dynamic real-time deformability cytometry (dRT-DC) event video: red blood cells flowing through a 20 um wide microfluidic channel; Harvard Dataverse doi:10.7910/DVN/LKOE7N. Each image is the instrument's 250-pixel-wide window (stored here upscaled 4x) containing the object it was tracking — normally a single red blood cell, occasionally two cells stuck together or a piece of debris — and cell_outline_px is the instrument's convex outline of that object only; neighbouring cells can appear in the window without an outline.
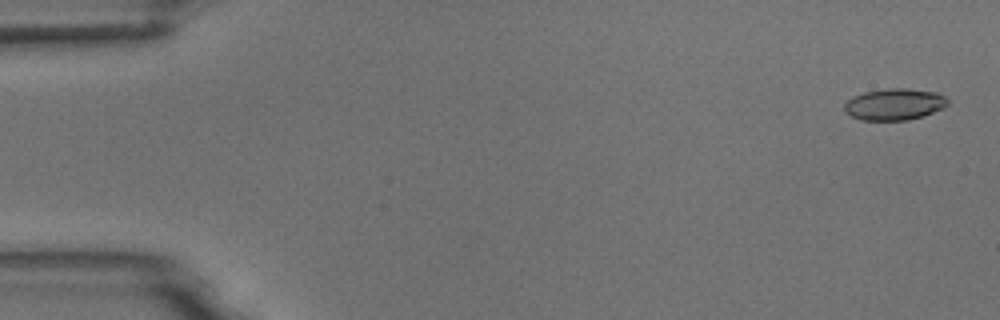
{"species": "common noctule bat (a hibernating species)", "species_latin": "Nyctalus noctula", "temperature_condition": "room temperature", "stored_images_in_passage": 5, "camera_frame_rate_fps": 3000, "um_per_image_px": 0.085, "animal": {"sex": "male", "body_mass_g": 18.8}, "frame": {"image": 1, "passage_image": 1, "time_ms": 0.0, "image_size_px": [1000, 320], "cell_outline_px": [[948, 104], [944, 108], [924, 116], [908, 120], [860, 120], [844, 112], [844, 104], [852, 96], [864, 92], [892, 88], [908, 88], [936, 92], [944, 96], [948, 100]], "centroid_in_image_um": [76.03, 8.87], "position_along_channel_um": 9.0, "area_um2": 19.13}}
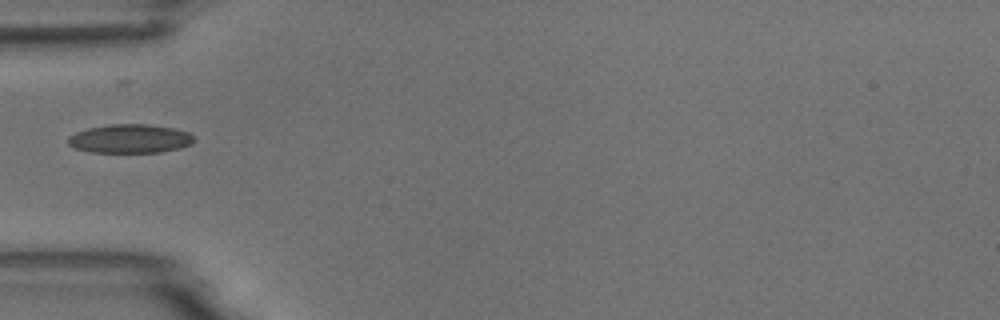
{"frame": {"image": 2, "passage_image": 4, "time_ms": 5.333, "image_size_px": [1000, 320], "cell_outline_px": [[192, 144], [180, 148], [160, 152], [92, 152], [76, 148], [68, 144], [68, 136], [76, 132], [88, 128], [112, 124], [148, 124], [176, 128], [188, 132], [192, 136]], "centroid_in_image_um": [11.05, 11.78], "position_along_channel_um": 73.9, "area_um2": 21.04}}